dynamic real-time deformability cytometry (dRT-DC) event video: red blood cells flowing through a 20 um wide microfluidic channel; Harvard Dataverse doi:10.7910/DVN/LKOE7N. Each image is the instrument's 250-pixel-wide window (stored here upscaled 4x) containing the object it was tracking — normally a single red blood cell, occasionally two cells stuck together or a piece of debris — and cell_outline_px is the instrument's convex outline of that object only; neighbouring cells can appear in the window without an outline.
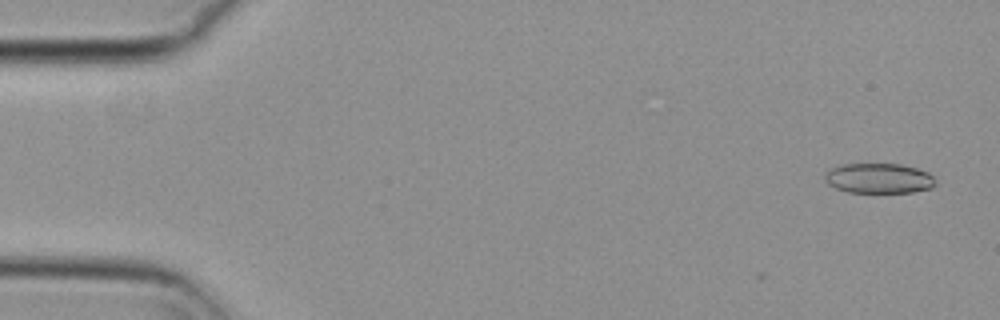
{"species": "common noctule bat (a hibernating species)", "species_latin": "Nyctalus noctula", "temperature_condition": "cold", "stored_images_in_passage": 8, "camera_frame_rate_fps": 3000, "um_per_image_px": 0.085, "animal": {"sex": "female", "body_mass_g": 29.2, "forearm_length_mm": 56.3}, "frame": {"image": 1, "passage_image": 1, "time_ms": 0.0, "image_size_px": [1000, 320], "cell_outline_px": [[936, 184], [932, 188], [912, 192], [848, 192], [836, 188], [828, 184], [824, 180], [824, 172], [840, 164], [900, 164], [916, 168], [928, 172], [932, 176]], "centroid_in_image_um": [74.68, 15.15], "position_along_channel_um": 10.3, "area_um2": 19.42}}